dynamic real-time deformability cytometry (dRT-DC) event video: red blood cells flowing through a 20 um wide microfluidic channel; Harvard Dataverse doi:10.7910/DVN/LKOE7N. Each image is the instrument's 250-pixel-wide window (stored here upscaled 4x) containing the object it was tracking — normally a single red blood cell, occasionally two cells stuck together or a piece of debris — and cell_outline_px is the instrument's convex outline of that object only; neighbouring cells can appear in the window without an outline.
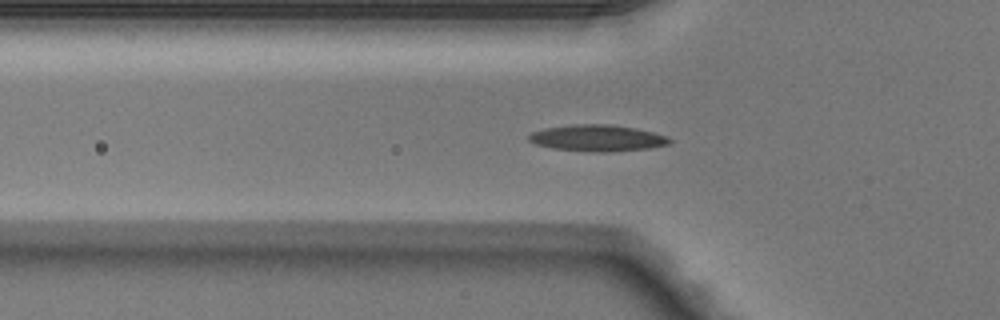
{"species": "Egyptian fruit bat (a non-hibernating species)", "species_latin": "Rousettus aegyptiacus", "temperature_condition": "warm", "stored_images_in_passage": 50, "camera_frame_rate_fps": 3000, "um_per_image_px": 0.085, "animal": {"sex": "male"}, "frame": {"image": 1, "passage_image": 17, "time_ms": 5.333, "image_size_px": [1000, 320], "cell_outline_px": [[672, 144], [648, 148], [608, 152], [596, 152], [552, 148], [536, 144], [528, 140], [528, 136], [532, 132], [544, 128], [572, 124], [608, 124], [636, 128], [668, 136], [672, 140]], "centroid_in_image_um": [50.8, 11.73], "position_along_channel_um": 75.0, "area_um2": 21.73}}
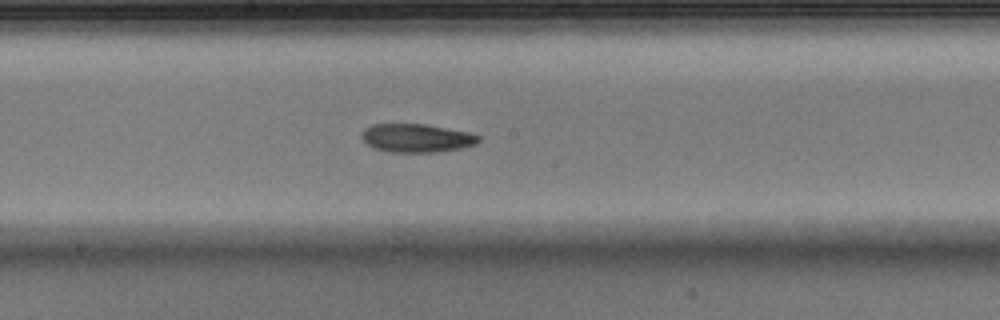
{"frame": {"image": 2, "passage_image": 27, "time_ms": 8.667, "image_size_px": [1000, 320], "cell_outline_px": [[480, 140], [476, 144], [460, 148], [436, 152], [392, 152], [372, 148], [360, 136], [364, 128], [372, 124], [424, 124], [468, 132], [480, 136]], "centroid_in_image_um": [35.38, 11.73], "position_along_channel_um": 212.8, "area_um2": 19.31}}
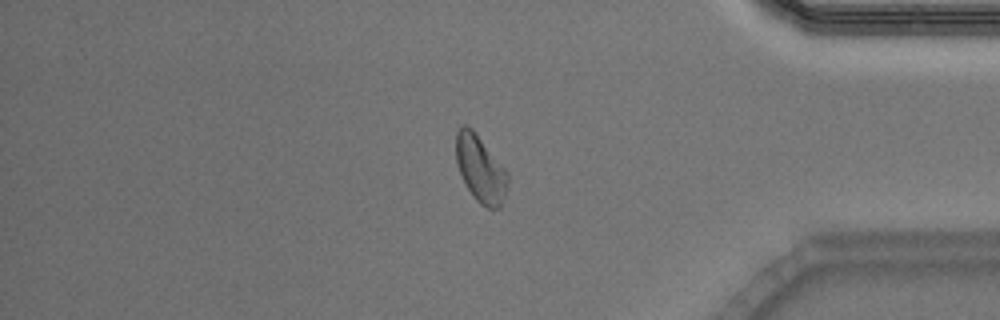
{"frame": {"image": 3, "passage_image": 42, "time_ms": 13.667, "image_size_px": [1000, 320], "cell_outline_px": [[508, 184], [500, 208], [488, 208], [480, 204], [476, 200], [468, 188], [460, 172], [456, 160], [456, 132], [460, 124], [468, 124], [472, 128], [508, 172]], "centroid_in_image_um": [40.83, 14.32], "position_along_channel_um": 394.4, "area_um2": 20.0}, "authors_computed_cell_mechanics": {"area_um2": 19.2474, "velocity_mm_per_s": 4.1055, "shape_relaxation_time_tau1_ms": 10.5277, "shape_relaxation_time_tau2_ms": 2.4995, "deformation_change_tau1": 0.2407, "deformation_change_tau2": 0.0912}}